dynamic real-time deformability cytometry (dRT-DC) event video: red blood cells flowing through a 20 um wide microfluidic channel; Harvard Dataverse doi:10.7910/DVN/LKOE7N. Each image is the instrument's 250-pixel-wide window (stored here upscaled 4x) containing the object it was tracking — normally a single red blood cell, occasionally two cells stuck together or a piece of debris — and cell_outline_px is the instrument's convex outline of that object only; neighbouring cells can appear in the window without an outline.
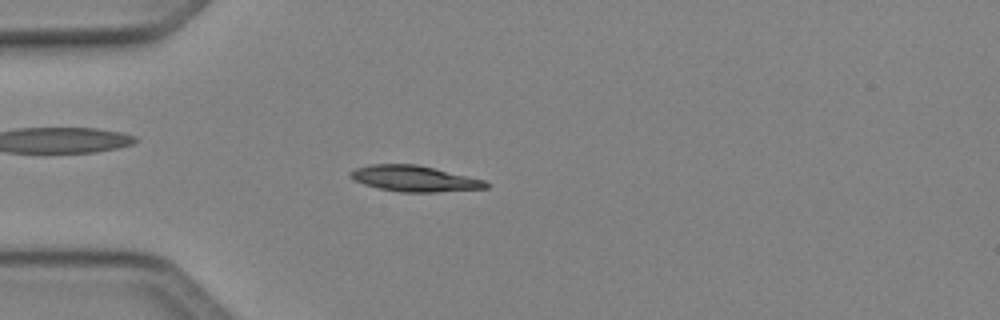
{"species": "Egyptian fruit bat (a non-hibernating species)", "species_latin": "Rousettus aegyptiacus", "temperature_condition": "cold", "stored_images_in_passage": 49, "camera_frame_rate_fps": 3000, "um_per_image_px": 0.085, "animal": {"sex": "female"}, "frame": {"image": 1, "passage_image": 13, "time_ms": 4.0, "image_size_px": [1000, 320], "cell_outline_px": [[488, 188], [436, 192], [400, 192], [380, 188], [364, 184], [348, 176], [348, 172], [356, 168], [372, 164], [416, 164], [484, 180], [488, 184]], "centroid_in_image_um": [35.19, 15.18], "position_along_channel_um": 49.8, "area_um2": 20.17}}
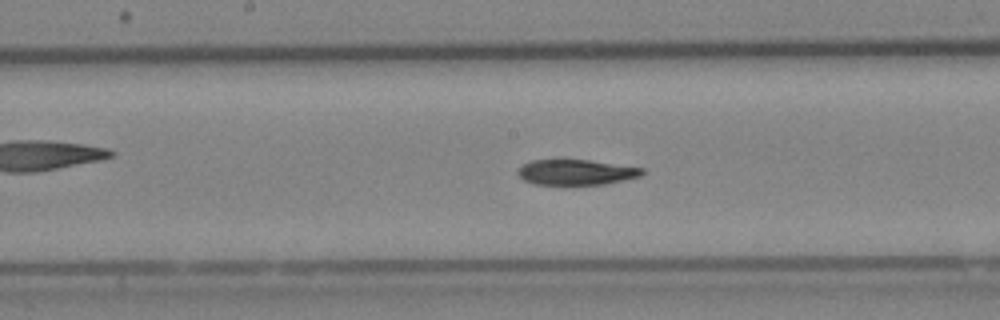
{"frame": {"image": 2, "passage_image": 25, "time_ms": 8.0, "image_size_px": [1000, 320], "cell_outline_px": [[644, 172], [640, 176], [604, 184], [532, 184], [524, 180], [516, 172], [524, 164], [532, 160], [588, 160], [644, 168]], "centroid_in_image_um": [48.96, 14.64], "position_along_channel_um": 199.2, "area_um2": 18.09}}
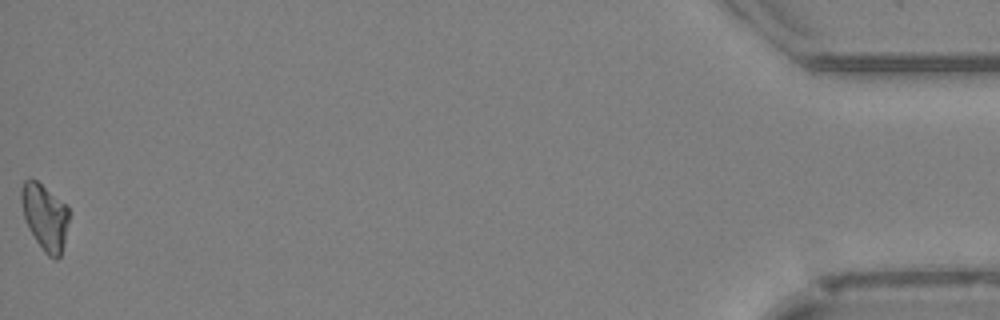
{"frame": {"image": 3, "passage_image": 49, "time_ms": 16.0, "image_size_px": [1000, 320], "cell_outline_px": [[68, 220], [64, 240], [60, 256], [56, 260], [48, 256], [44, 252], [28, 228], [24, 216], [20, 200], [20, 188], [24, 180], [36, 180], [68, 204]], "centroid_in_image_um": [3.8, 18.41], "position_along_channel_um": 431.4, "area_um2": 18.38}, "authors_computed_cell_mechanics": {"area_um2": 19.074, "velocity_mm_per_s": 4.105, "shape_relaxation_time_tau1_ms": 10.1413, "shape_relaxation_time_tau2_ms": 9.6151, "deformation_change_tau1": 0.2201, "deformation_change_tau2": 0.157}}